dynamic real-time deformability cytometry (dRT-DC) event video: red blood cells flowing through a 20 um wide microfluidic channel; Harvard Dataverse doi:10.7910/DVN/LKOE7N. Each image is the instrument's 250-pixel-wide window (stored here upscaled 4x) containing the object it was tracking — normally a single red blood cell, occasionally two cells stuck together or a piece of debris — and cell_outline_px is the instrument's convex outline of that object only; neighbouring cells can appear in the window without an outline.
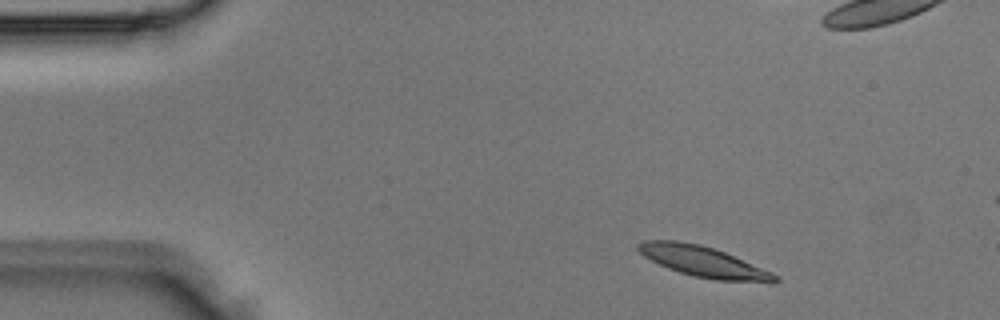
{"species": "Egyptian fruit bat (a non-hibernating species)", "species_latin": "Rousettus aegyptiacus", "temperature_condition": "room temperature", "stored_images_in_passage": 3, "camera_frame_rate_fps": 3000, "um_per_image_px": 0.085, "animal": {"sex": "male"}, "frame": {"image": 1, "passage_image": 1, "time_ms": 0.0, "image_size_px": [1000, 320], "cell_outline_px": [[780, 280], [772, 284], [716, 280], [692, 276], [668, 268], [644, 256], [636, 248], [636, 244], [644, 240], [676, 240], [700, 244], [724, 252], [772, 272], [780, 276]], "centroid_in_image_um": [59.85, 22.26], "position_along_channel_um": 25.2, "area_um2": 24.62}}